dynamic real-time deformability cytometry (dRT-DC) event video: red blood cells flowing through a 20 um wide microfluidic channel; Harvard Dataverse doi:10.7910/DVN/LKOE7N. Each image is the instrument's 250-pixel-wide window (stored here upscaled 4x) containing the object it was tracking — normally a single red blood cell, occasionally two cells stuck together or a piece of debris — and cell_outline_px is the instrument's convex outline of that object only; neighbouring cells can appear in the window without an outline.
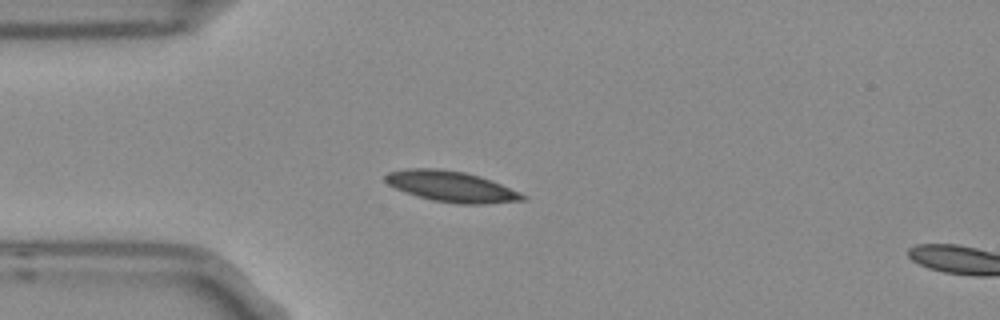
{"species": "Egyptian fruit bat (a non-hibernating species)", "species_latin": "Rousettus aegyptiacus", "temperature_condition": "room temperature", "stored_images_in_passage": 7, "camera_frame_rate_fps": 3000, "um_per_image_px": 0.085, "frame": {"image": 1, "passage_image": 3, "time_ms": 0.667, "image_size_px": [1000, 320], "cell_outline_px": [[528, 200], [484, 204], [456, 204], [432, 200], [416, 196], [404, 192], [388, 184], [384, 180], [384, 176], [388, 172], [408, 168], [440, 168], [464, 172], [480, 176], [520, 192], [528, 196]], "centroid_in_image_um": [38.37, 15.86], "position_along_channel_um": 46.6, "area_um2": 24.8}}
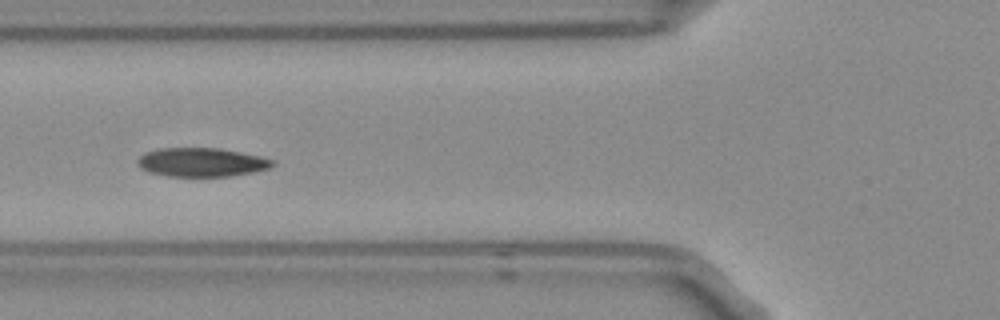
{"frame": {"image": 2, "passage_image": 5, "time_ms": 1.333, "image_size_px": [1000, 320], "cell_outline_px": [[276, 164], [268, 168], [256, 172], [232, 176], [168, 176], [148, 172], [140, 168], [136, 164], [136, 160], [144, 152], [160, 148], [220, 148], [260, 156], [276, 160]], "centroid_in_image_um": [17.13, 13.79], "position_along_channel_um": 108.7, "area_um2": 22.95}}